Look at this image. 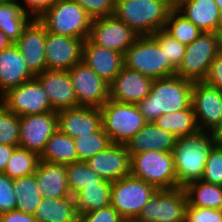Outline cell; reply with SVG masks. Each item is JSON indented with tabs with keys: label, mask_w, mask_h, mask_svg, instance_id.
<instances>
[{
	"label": "cell",
	"mask_w": 222,
	"mask_h": 222,
	"mask_svg": "<svg viewBox=\"0 0 222 222\" xmlns=\"http://www.w3.org/2000/svg\"><path fill=\"white\" fill-rule=\"evenodd\" d=\"M194 82L178 75L155 79L150 94L138 102L137 108L147 122L163 114L191 108Z\"/></svg>",
	"instance_id": "obj_1"
},
{
	"label": "cell",
	"mask_w": 222,
	"mask_h": 222,
	"mask_svg": "<svg viewBox=\"0 0 222 222\" xmlns=\"http://www.w3.org/2000/svg\"><path fill=\"white\" fill-rule=\"evenodd\" d=\"M216 144L211 131L200 129L177 138L172 149L177 188L202 179L206 161Z\"/></svg>",
	"instance_id": "obj_2"
},
{
	"label": "cell",
	"mask_w": 222,
	"mask_h": 222,
	"mask_svg": "<svg viewBox=\"0 0 222 222\" xmlns=\"http://www.w3.org/2000/svg\"><path fill=\"white\" fill-rule=\"evenodd\" d=\"M172 8L158 0H115L114 16L138 36H151L165 29Z\"/></svg>",
	"instance_id": "obj_3"
},
{
	"label": "cell",
	"mask_w": 222,
	"mask_h": 222,
	"mask_svg": "<svg viewBox=\"0 0 222 222\" xmlns=\"http://www.w3.org/2000/svg\"><path fill=\"white\" fill-rule=\"evenodd\" d=\"M38 20L47 32L86 40L90 33L92 17L73 0H55Z\"/></svg>",
	"instance_id": "obj_4"
},
{
	"label": "cell",
	"mask_w": 222,
	"mask_h": 222,
	"mask_svg": "<svg viewBox=\"0 0 222 222\" xmlns=\"http://www.w3.org/2000/svg\"><path fill=\"white\" fill-rule=\"evenodd\" d=\"M124 66L155 79L175 75L176 68L152 36H139L124 54Z\"/></svg>",
	"instance_id": "obj_5"
},
{
	"label": "cell",
	"mask_w": 222,
	"mask_h": 222,
	"mask_svg": "<svg viewBox=\"0 0 222 222\" xmlns=\"http://www.w3.org/2000/svg\"><path fill=\"white\" fill-rule=\"evenodd\" d=\"M130 156L131 176L150 183L157 190L177 188L172 152L148 150Z\"/></svg>",
	"instance_id": "obj_6"
},
{
	"label": "cell",
	"mask_w": 222,
	"mask_h": 222,
	"mask_svg": "<svg viewBox=\"0 0 222 222\" xmlns=\"http://www.w3.org/2000/svg\"><path fill=\"white\" fill-rule=\"evenodd\" d=\"M99 110L111 143L126 144L147 123L136 104L109 99Z\"/></svg>",
	"instance_id": "obj_7"
},
{
	"label": "cell",
	"mask_w": 222,
	"mask_h": 222,
	"mask_svg": "<svg viewBox=\"0 0 222 222\" xmlns=\"http://www.w3.org/2000/svg\"><path fill=\"white\" fill-rule=\"evenodd\" d=\"M218 54V33L203 32L191 44L186 45L184 58L175 75L192 82H202L206 79L210 64Z\"/></svg>",
	"instance_id": "obj_8"
},
{
	"label": "cell",
	"mask_w": 222,
	"mask_h": 222,
	"mask_svg": "<svg viewBox=\"0 0 222 222\" xmlns=\"http://www.w3.org/2000/svg\"><path fill=\"white\" fill-rule=\"evenodd\" d=\"M157 191L150 183L129 175L112 182L110 204L126 222H132Z\"/></svg>",
	"instance_id": "obj_9"
},
{
	"label": "cell",
	"mask_w": 222,
	"mask_h": 222,
	"mask_svg": "<svg viewBox=\"0 0 222 222\" xmlns=\"http://www.w3.org/2000/svg\"><path fill=\"white\" fill-rule=\"evenodd\" d=\"M187 194L184 187L158 190L134 222H185Z\"/></svg>",
	"instance_id": "obj_10"
},
{
	"label": "cell",
	"mask_w": 222,
	"mask_h": 222,
	"mask_svg": "<svg viewBox=\"0 0 222 222\" xmlns=\"http://www.w3.org/2000/svg\"><path fill=\"white\" fill-rule=\"evenodd\" d=\"M0 102L19 117L57 112L52 108L46 91L36 78L9 89L0 97Z\"/></svg>",
	"instance_id": "obj_11"
},
{
	"label": "cell",
	"mask_w": 222,
	"mask_h": 222,
	"mask_svg": "<svg viewBox=\"0 0 222 222\" xmlns=\"http://www.w3.org/2000/svg\"><path fill=\"white\" fill-rule=\"evenodd\" d=\"M139 36L114 15L94 18L88 39L96 45L125 54Z\"/></svg>",
	"instance_id": "obj_12"
},
{
	"label": "cell",
	"mask_w": 222,
	"mask_h": 222,
	"mask_svg": "<svg viewBox=\"0 0 222 222\" xmlns=\"http://www.w3.org/2000/svg\"><path fill=\"white\" fill-rule=\"evenodd\" d=\"M79 106L101 108L109 100V84L84 62L68 70Z\"/></svg>",
	"instance_id": "obj_13"
},
{
	"label": "cell",
	"mask_w": 222,
	"mask_h": 222,
	"mask_svg": "<svg viewBox=\"0 0 222 222\" xmlns=\"http://www.w3.org/2000/svg\"><path fill=\"white\" fill-rule=\"evenodd\" d=\"M191 106L199 129L212 132L222 118V92L204 81L194 82Z\"/></svg>",
	"instance_id": "obj_14"
},
{
	"label": "cell",
	"mask_w": 222,
	"mask_h": 222,
	"mask_svg": "<svg viewBox=\"0 0 222 222\" xmlns=\"http://www.w3.org/2000/svg\"><path fill=\"white\" fill-rule=\"evenodd\" d=\"M19 147L42 154L46 142L58 129L57 112L19 117Z\"/></svg>",
	"instance_id": "obj_15"
},
{
	"label": "cell",
	"mask_w": 222,
	"mask_h": 222,
	"mask_svg": "<svg viewBox=\"0 0 222 222\" xmlns=\"http://www.w3.org/2000/svg\"><path fill=\"white\" fill-rule=\"evenodd\" d=\"M46 36L47 30L45 26L38 19H32L15 43L29 71L34 76L46 70Z\"/></svg>",
	"instance_id": "obj_16"
},
{
	"label": "cell",
	"mask_w": 222,
	"mask_h": 222,
	"mask_svg": "<svg viewBox=\"0 0 222 222\" xmlns=\"http://www.w3.org/2000/svg\"><path fill=\"white\" fill-rule=\"evenodd\" d=\"M84 40L47 32L45 39L46 69L70 70L82 61Z\"/></svg>",
	"instance_id": "obj_17"
},
{
	"label": "cell",
	"mask_w": 222,
	"mask_h": 222,
	"mask_svg": "<svg viewBox=\"0 0 222 222\" xmlns=\"http://www.w3.org/2000/svg\"><path fill=\"white\" fill-rule=\"evenodd\" d=\"M153 78L125 66L109 84V99L119 103L137 104L150 94Z\"/></svg>",
	"instance_id": "obj_18"
},
{
	"label": "cell",
	"mask_w": 222,
	"mask_h": 222,
	"mask_svg": "<svg viewBox=\"0 0 222 222\" xmlns=\"http://www.w3.org/2000/svg\"><path fill=\"white\" fill-rule=\"evenodd\" d=\"M130 161L131 156L125 144L111 143L86 163L104 180L112 183L130 175Z\"/></svg>",
	"instance_id": "obj_19"
},
{
	"label": "cell",
	"mask_w": 222,
	"mask_h": 222,
	"mask_svg": "<svg viewBox=\"0 0 222 222\" xmlns=\"http://www.w3.org/2000/svg\"><path fill=\"white\" fill-rule=\"evenodd\" d=\"M58 129L71 138L98 132L102 128L99 108L78 106L57 111Z\"/></svg>",
	"instance_id": "obj_20"
},
{
	"label": "cell",
	"mask_w": 222,
	"mask_h": 222,
	"mask_svg": "<svg viewBox=\"0 0 222 222\" xmlns=\"http://www.w3.org/2000/svg\"><path fill=\"white\" fill-rule=\"evenodd\" d=\"M35 78L46 91L55 111L79 106L67 70L46 69Z\"/></svg>",
	"instance_id": "obj_21"
},
{
	"label": "cell",
	"mask_w": 222,
	"mask_h": 222,
	"mask_svg": "<svg viewBox=\"0 0 222 222\" xmlns=\"http://www.w3.org/2000/svg\"><path fill=\"white\" fill-rule=\"evenodd\" d=\"M82 62L89 66L106 83L110 84L124 67V55L93 44L87 38L83 42Z\"/></svg>",
	"instance_id": "obj_22"
},
{
	"label": "cell",
	"mask_w": 222,
	"mask_h": 222,
	"mask_svg": "<svg viewBox=\"0 0 222 222\" xmlns=\"http://www.w3.org/2000/svg\"><path fill=\"white\" fill-rule=\"evenodd\" d=\"M34 78L16 44H10L0 52V97Z\"/></svg>",
	"instance_id": "obj_23"
},
{
	"label": "cell",
	"mask_w": 222,
	"mask_h": 222,
	"mask_svg": "<svg viewBox=\"0 0 222 222\" xmlns=\"http://www.w3.org/2000/svg\"><path fill=\"white\" fill-rule=\"evenodd\" d=\"M176 9L202 32L222 28V15L214 0H177Z\"/></svg>",
	"instance_id": "obj_24"
},
{
	"label": "cell",
	"mask_w": 222,
	"mask_h": 222,
	"mask_svg": "<svg viewBox=\"0 0 222 222\" xmlns=\"http://www.w3.org/2000/svg\"><path fill=\"white\" fill-rule=\"evenodd\" d=\"M176 140L172 133L157 127L154 122H147L125 145L130 154L148 150L172 152Z\"/></svg>",
	"instance_id": "obj_25"
},
{
	"label": "cell",
	"mask_w": 222,
	"mask_h": 222,
	"mask_svg": "<svg viewBox=\"0 0 222 222\" xmlns=\"http://www.w3.org/2000/svg\"><path fill=\"white\" fill-rule=\"evenodd\" d=\"M35 174L42 197L61 198L70 195L65 165L40 160Z\"/></svg>",
	"instance_id": "obj_26"
},
{
	"label": "cell",
	"mask_w": 222,
	"mask_h": 222,
	"mask_svg": "<svg viewBox=\"0 0 222 222\" xmlns=\"http://www.w3.org/2000/svg\"><path fill=\"white\" fill-rule=\"evenodd\" d=\"M33 216L37 222H78L75 197H43Z\"/></svg>",
	"instance_id": "obj_27"
},
{
	"label": "cell",
	"mask_w": 222,
	"mask_h": 222,
	"mask_svg": "<svg viewBox=\"0 0 222 222\" xmlns=\"http://www.w3.org/2000/svg\"><path fill=\"white\" fill-rule=\"evenodd\" d=\"M41 161L67 165L77 161L74 139L57 129L46 142Z\"/></svg>",
	"instance_id": "obj_28"
},
{
	"label": "cell",
	"mask_w": 222,
	"mask_h": 222,
	"mask_svg": "<svg viewBox=\"0 0 222 222\" xmlns=\"http://www.w3.org/2000/svg\"><path fill=\"white\" fill-rule=\"evenodd\" d=\"M32 18L21 8L17 0L0 4V31L11 44H15L21 37L24 28Z\"/></svg>",
	"instance_id": "obj_29"
},
{
	"label": "cell",
	"mask_w": 222,
	"mask_h": 222,
	"mask_svg": "<svg viewBox=\"0 0 222 222\" xmlns=\"http://www.w3.org/2000/svg\"><path fill=\"white\" fill-rule=\"evenodd\" d=\"M184 189L190 206L222 210V186L196 180Z\"/></svg>",
	"instance_id": "obj_30"
},
{
	"label": "cell",
	"mask_w": 222,
	"mask_h": 222,
	"mask_svg": "<svg viewBox=\"0 0 222 222\" xmlns=\"http://www.w3.org/2000/svg\"><path fill=\"white\" fill-rule=\"evenodd\" d=\"M13 189L16 195V210L34 215L37 206L43 198L38 186L36 174L33 173L13 179Z\"/></svg>",
	"instance_id": "obj_31"
},
{
	"label": "cell",
	"mask_w": 222,
	"mask_h": 222,
	"mask_svg": "<svg viewBox=\"0 0 222 222\" xmlns=\"http://www.w3.org/2000/svg\"><path fill=\"white\" fill-rule=\"evenodd\" d=\"M112 183H97L84 186L75 196V207L78 215L101 209L111 203Z\"/></svg>",
	"instance_id": "obj_32"
},
{
	"label": "cell",
	"mask_w": 222,
	"mask_h": 222,
	"mask_svg": "<svg viewBox=\"0 0 222 222\" xmlns=\"http://www.w3.org/2000/svg\"><path fill=\"white\" fill-rule=\"evenodd\" d=\"M153 122L157 127L172 133L177 138L193 134L199 130L192 107L163 114Z\"/></svg>",
	"instance_id": "obj_33"
},
{
	"label": "cell",
	"mask_w": 222,
	"mask_h": 222,
	"mask_svg": "<svg viewBox=\"0 0 222 222\" xmlns=\"http://www.w3.org/2000/svg\"><path fill=\"white\" fill-rule=\"evenodd\" d=\"M69 192L74 197L84 189V186L96 185L97 183H111L104 180L92 170L84 161H76L65 165Z\"/></svg>",
	"instance_id": "obj_34"
},
{
	"label": "cell",
	"mask_w": 222,
	"mask_h": 222,
	"mask_svg": "<svg viewBox=\"0 0 222 222\" xmlns=\"http://www.w3.org/2000/svg\"><path fill=\"white\" fill-rule=\"evenodd\" d=\"M164 30L184 45L191 44L203 33L176 8L172 9L169 13Z\"/></svg>",
	"instance_id": "obj_35"
},
{
	"label": "cell",
	"mask_w": 222,
	"mask_h": 222,
	"mask_svg": "<svg viewBox=\"0 0 222 222\" xmlns=\"http://www.w3.org/2000/svg\"><path fill=\"white\" fill-rule=\"evenodd\" d=\"M39 161L40 156L37 153L17 147L3 173L11 179L31 175L35 173Z\"/></svg>",
	"instance_id": "obj_36"
},
{
	"label": "cell",
	"mask_w": 222,
	"mask_h": 222,
	"mask_svg": "<svg viewBox=\"0 0 222 222\" xmlns=\"http://www.w3.org/2000/svg\"><path fill=\"white\" fill-rule=\"evenodd\" d=\"M77 151V161L86 162L91 157L105 150L111 141L107 133L101 128L98 132L74 138Z\"/></svg>",
	"instance_id": "obj_37"
},
{
	"label": "cell",
	"mask_w": 222,
	"mask_h": 222,
	"mask_svg": "<svg viewBox=\"0 0 222 222\" xmlns=\"http://www.w3.org/2000/svg\"><path fill=\"white\" fill-rule=\"evenodd\" d=\"M19 116L8 110L0 102V144L19 147Z\"/></svg>",
	"instance_id": "obj_38"
},
{
	"label": "cell",
	"mask_w": 222,
	"mask_h": 222,
	"mask_svg": "<svg viewBox=\"0 0 222 222\" xmlns=\"http://www.w3.org/2000/svg\"><path fill=\"white\" fill-rule=\"evenodd\" d=\"M151 36L165 53L166 60L177 69L184 58L186 45L175 40L164 29L154 32Z\"/></svg>",
	"instance_id": "obj_39"
},
{
	"label": "cell",
	"mask_w": 222,
	"mask_h": 222,
	"mask_svg": "<svg viewBox=\"0 0 222 222\" xmlns=\"http://www.w3.org/2000/svg\"><path fill=\"white\" fill-rule=\"evenodd\" d=\"M205 182L222 186V145L216 144L206 161L203 177Z\"/></svg>",
	"instance_id": "obj_40"
},
{
	"label": "cell",
	"mask_w": 222,
	"mask_h": 222,
	"mask_svg": "<svg viewBox=\"0 0 222 222\" xmlns=\"http://www.w3.org/2000/svg\"><path fill=\"white\" fill-rule=\"evenodd\" d=\"M16 195L13 189V179L0 172V214L16 210Z\"/></svg>",
	"instance_id": "obj_41"
},
{
	"label": "cell",
	"mask_w": 222,
	"mask_h": 222,
	"mask_svg": "<svg viewBox=\"0 0 222 222\" xmlns=\"http://www.w3.org/2000/svg\"><path fill=\"white\" fill-rule=\"evenodd\" d=\"M78 3L92 17H106L114 15L115 0H73Z\"/></svg>",
	"instance_id": "obj_42"
},
{
	"label": "cell",
	"mask_w": 222,
	"mask_h": 222,
	"mask_svg": "<svg viewBox=\"0 0 222 222\" xmlns=\"http://www.w3.org/2000/svg\"><path fill=\"white\" fill-rule=\"evenodd\" d=\"M78 222H126L110 204L98 210L78 215Z\"/></svg>",
	"instance_id": "obj_43"
},
{
	"label": "cell",
	"mask_w": 222,
	"mask_h": 222,
	"mask_svg": "<svg viewBox=\"0 0 222 222\" xmlns=\"http://www.w3.org/2000/svg\"><path fill=\"white\" fill-rule=\"evenodd\" d=\"M185 222H222V210L193 207L188 204Z\"/></svg>",
	"instance_id": "obj_44"
},
{
	"label": "cell",
	"mask_w": 222,
	"mask_h": 222,
	"mask_svg": "<svg viewBox=\"0 0 222 222\" xmlns=\"http://www.w3.org/2000/svg\"><path fill=\"white\" fill-rule=\"evenodd\" d=\"M22 10L32 19L41 17L55 2V0H17ZM24 3V4H23Z\"/></svg>",
	"instance_id": "obj_45"
},
{
	"label": "cell",
	"mask_w": 222,
	"mask_h": 222,
	"mask_svg": "<svg viewBox=\"0 0 222 222\" xmlns=\"http://www.w3.org/2000/svg\"><path fill=\"white\" fill-rule=\"evenodd\" d=\"M204 82L222 92V55L218 54L210 64L209 72Z\"/></svg>",
	"instance_id": "obj_46"
},
{
	"label": "cell",
	"mask_w": 222,
	"mask_h": 222,
	"mask_svg": "<svg viewBox=\"0 0 222 222\" xmlns=\"http://www.w3.org/2000/svg\"><path fill=\"white\" fill-rule=\"evenodd\" d=\"M0 222H37L33 215L12 210L0 214Z\"/></svg>",
	"instance_id": "obj_47"
},
{
	"label": "cell",
	"mask_w": 222,
	"mask_h": 222,
	"mask_svg": "<svg viewBox=\"0 0 222 222\" xmlns=\"http://www.w3.org/2000/svg\"><path fill=\"white\" fill-rule=\"evenodd\" d=\"M17 146H9L0 144V172H4L7 167L9 159Z\"/></svg>",
	"instance_id": "obj_48"
},
{
	"label": "cell",
	"mask_w": 222,
	"mask_h": 222,
	"mask_svg": "<svg viewBox=\"0 0 222 222\" xmlns=\"http://www.w3.org/2000/svg\"><path fill=\"white\" fill-rule=\"evenodd\" d=\"M212 134H213V137L215 138L217 144L222 145V118H221L220 123L212 131Z\"/></svg>",
	"instance_id": "obj_49"
},
{
	"label": "cell",
	"mask_w": 222,
	"mask_h": 222,
	"mask_svg": "<svg viewBox=\"0 0 222 222\" xmlns=\"http://www.w3.org/2000/svg\"><path fill=\"white\" fill-rule=\"evenodd\" d=\"M11 43L7 39L6 35L0 31V52L4 50L7 46H9Z\"/></svg>",
	"instance_id": "obj_50"
},
{
	"label": "cell",
	"mask_w": 222,
	"mask_h": 222,
	"mask_svg": "<svg viewBox=\"0 0 222 222\" xmlns=\"http://www.w3.org/2000/svg\"><path fill=\"white\" fill-rule=\"evenodd\" d=\"M161 2H165L166 4H168L172 9L176 8L177 6V0H158Z\"/></svg>",
	"instance_id": "obj_51"
},
{
	"label": "cell",
	"mask_w": 222,
	"mask_h": 222,
	"mask_svg": "<svg viewBox=\"0 0 222 222\" xmlns=\"http://www.w3.org/2000/svg\"><path fill=\"white\" fill-rule=\"evenodd\" d=\"M217 33L219 37V54L222 55V28Z\"/></svg>",
	"instance_id": "obj_52"
},
{
	"label": "cell",
	"mask_w": 222,
	"mask_h": 222,
	"mask_svg": "<svg viewBox=\"0 0 222 222\" xmlns=\"http://www.w3.org/2000/svg\"><path fill=\"white\" fill-rule=\"evenodd\" d=\"M215 3L217 4L218 8H219V11L222 15V0H214Z\"/></svg>",
	"instance_id": "obj_53"
},
{
	"label": "cell",
	"mask_w": 222,
	"mask_h": 222,
	"mask_svg": "<svg viewBox=\"0 0 222 222\" xmlns=\"http://www.w3.org/2000/svg\"><path fill=\"white\" fill-rule=\"evenodd\" d=\"M10 1H14V0H0V4L7 3V2H10Z\"/></svg>",
	"instance_id": "obj_54"
}]
</instances>
